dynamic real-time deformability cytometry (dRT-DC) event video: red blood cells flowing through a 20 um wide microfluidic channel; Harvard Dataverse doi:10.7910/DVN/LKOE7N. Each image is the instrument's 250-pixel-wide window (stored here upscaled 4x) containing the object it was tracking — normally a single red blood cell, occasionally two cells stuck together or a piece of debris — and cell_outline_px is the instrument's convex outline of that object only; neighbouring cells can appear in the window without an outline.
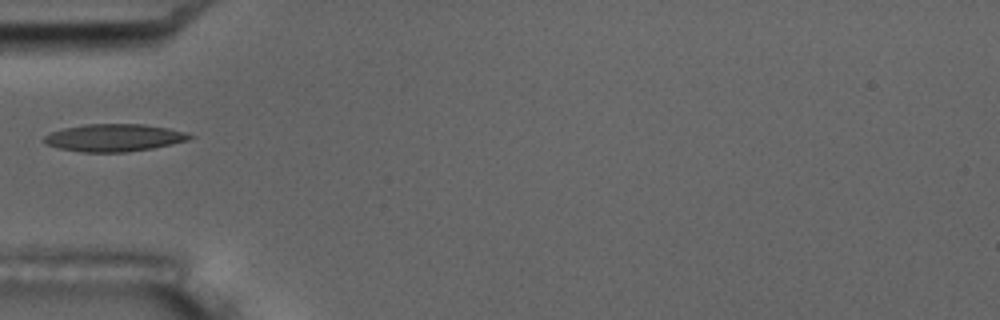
{"species": "common noctule bat (a hibernating species)", "species_latin": "Nyctalus noctula", "temperature_condition": "room temperature", "stored_images_in_passage": 17, "camera_frame_rate_fps": 3000, "um_per_image_px": 0.085, "animal": {"sex": "male", "body_mass_g": 17.5, "forearm_length_mm": 52.3}, "frame": {"image": 1, "passage_image": 6, "time_ms": 6.0, "image_size_px": [1000, 320], "cell_outline_px": [[196, 136], [188, 140], [172, 144], [152, 148], [128, 152], [80, 152], [60, 148], [44, 144], [44, 136], [52, 132], [64, 128], [84, 124], [144, 124], [168, 128], [184, 132]], "centroid_in_image_um": [9.7, 11.71], "position_along_channel_um": 75.3, "area_um2": 23.29}, "authors_computed_cell_mechanics": {"area_um2": 22.0218, "velocity_mm_per_s": 3.5321, "shape_relaxation_time_tau1_ms": 6.656, "shape_relaxation_time_tau2_ms": 2.6415, "deformation_change_tau1": 0.1868, "deformation_change_tau2": 0.1037}}